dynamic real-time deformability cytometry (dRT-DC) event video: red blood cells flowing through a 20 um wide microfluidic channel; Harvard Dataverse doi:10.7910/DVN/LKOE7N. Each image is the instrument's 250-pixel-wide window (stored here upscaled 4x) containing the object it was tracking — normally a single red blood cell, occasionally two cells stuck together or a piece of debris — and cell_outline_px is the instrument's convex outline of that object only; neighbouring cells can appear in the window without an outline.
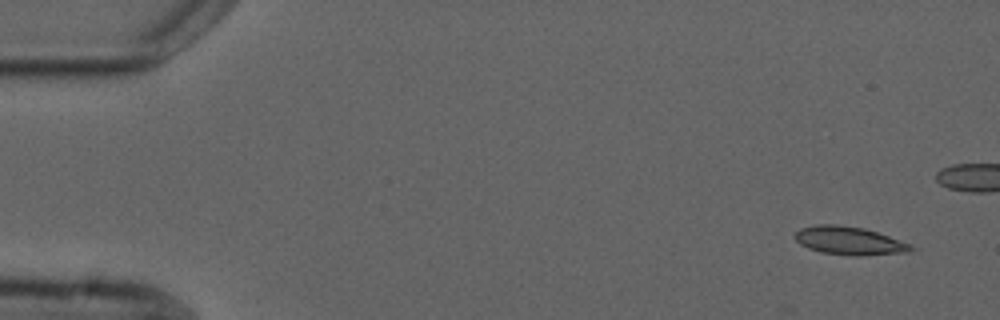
{"species": "common noctule bat (a hibernating species)", "species_latin": "Nyctalus noctula", "temperature_condition": "cold", "stored_images_in_passage": 7, "camera_frame_rate_fps": 3000, "um_per_image_px": 0.085, "animal": {"sex": "male", "forearm_length_mm": 52.5}, "frame": {"image": 1, "passage_image": 1, "time_ms": 0.0, "image_size_px": [1000, 320], "cell_outline_px": [[920, 248], [908, 252], [860, 256], [856, 256], [820, 252], [808, 248], [800, 244], [792, 236], [800, 228], [816, 224], [836, 224], [864, 228], [912, 244]], "centroid_in_image_um": [72.2, 20.46], "position_along_channel_um": 12.8, "area_um2": 19.31}}
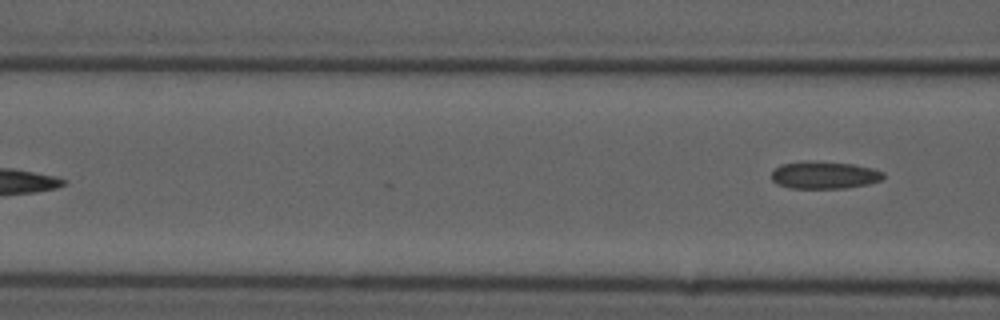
{"frame": {"image": 2, "passage_image": 7, "time_ms": 7.333, "image_size_px": [1000, 320], "cell_outline_px": [[884, 176], [880, 180], [868, 184], [844, 188], [792, 188], [776, 184], [772, 180], [772, 172], [780, 164], [804, 160], [816, 160], [852, 164], [872, 168], [884, 172]], "centroid_in_image_um": [70.04, 14.86], "position_along_channel_um": 96.6, "area_um2": 18.03}}